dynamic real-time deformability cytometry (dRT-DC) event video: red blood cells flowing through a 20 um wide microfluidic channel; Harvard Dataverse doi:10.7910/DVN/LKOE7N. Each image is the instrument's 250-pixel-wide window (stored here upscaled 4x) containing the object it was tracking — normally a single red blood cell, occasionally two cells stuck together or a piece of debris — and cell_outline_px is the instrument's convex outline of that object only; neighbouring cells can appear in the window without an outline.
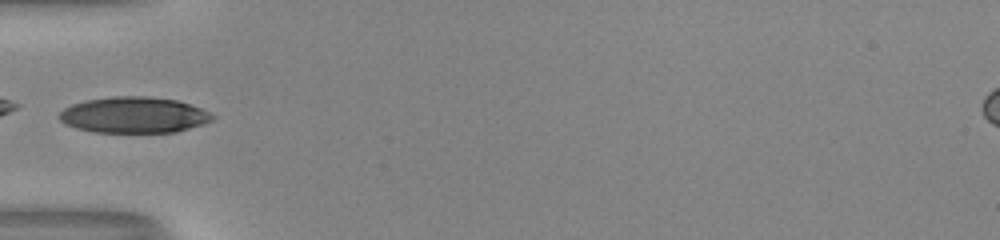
{"species": "human", "species_latin": "Homo sapiens", "temperature_condition": "room temperature", "stored_images_in_passage": 34, "camera_frame_rate_fps": 3000, "um_per_image_px": 0.085, "donor": {"sex": "male"}, "frame": {"image": 1, "passage_image": 1, "time_ms": 0.0, "image_size_px": [1000, 240], "cell_outline_px": [[216, 116], [212, 120], [204, 124], [176, 132], [92, 132], [76, 128], [60, 120], [56, 116], [64, 108], [72, 104], [84, 100], [112, 96], [148, 96], [176, 100], [200, 108]], "centroid_in_image_um": [11.36, 9.77], "position_along_channel_um": 73.6, "area_um2": 32.19}}
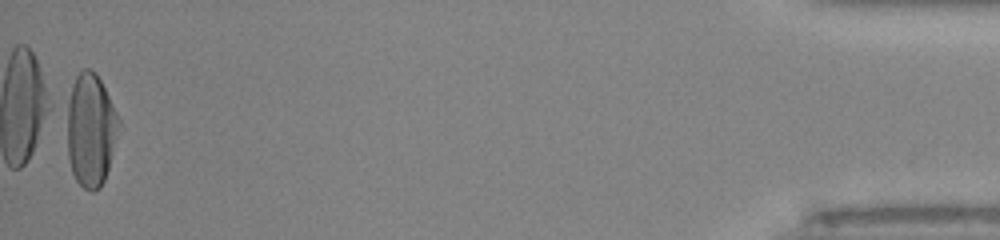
{"frame": {"image": 2, "passage_image": 34, "time_ms": 11.0, "image_size_px": [1000, 240], "cell_outline_px": [[120, 124], [108, 168], [104, 180], [100, 188], [92, 192], [84, 188], [76, 180], [72, 172], [68, 156], [60, 108], [76, 76], [84, 68], [88, 68], [96, 72], [120, 120]], "centroid_in_image_um": [7.59, 10.98], "position_along_channel_um": 427.6, "area_um2": 35.6}}